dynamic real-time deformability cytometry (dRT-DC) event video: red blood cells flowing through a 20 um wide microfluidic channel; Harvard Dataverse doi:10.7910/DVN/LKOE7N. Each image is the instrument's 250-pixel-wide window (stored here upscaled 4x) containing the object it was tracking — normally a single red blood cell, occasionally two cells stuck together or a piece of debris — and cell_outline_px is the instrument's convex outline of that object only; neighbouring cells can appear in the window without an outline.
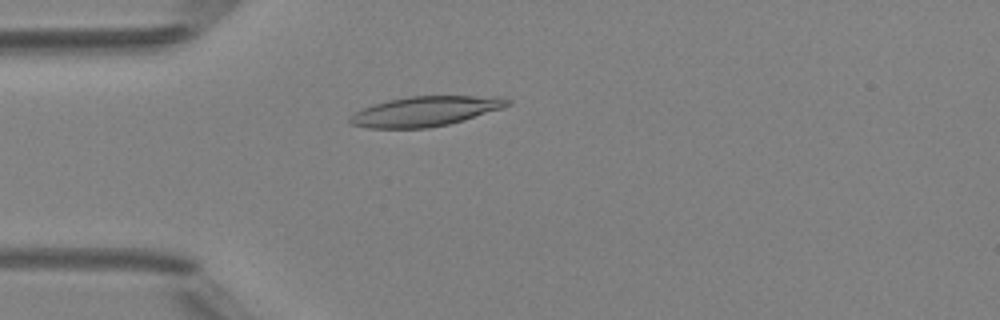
{"species": "Egyptian fruit bat (a non-hibernating species)", "species_latin": "Rousettus aegyptiacus", "temperature_condition": "room temperature", "stored_images_in_passage": 49, "camera_frame_rate_fps": 3000, "um_per_image_px": 0.085, "animal": {"sex": "female"}, "frame": {"image": 1, "passage_image": 13, "time_ms": 4.0, "image_size_px": [1000, 320], "cell_outline_px": [[512, 104], [504, 108], [464, 120], [448, 124], [428, 128], [368, 128], [352, 124], [348, 120], [356, 112], [372, 104], [388, 100], [408, 96], [504, 96], [512, 100]], "centroid_in_image_um": [36.24, 9.44], "position_along_channel_um": 48.8, "area_um2": 27.57}}
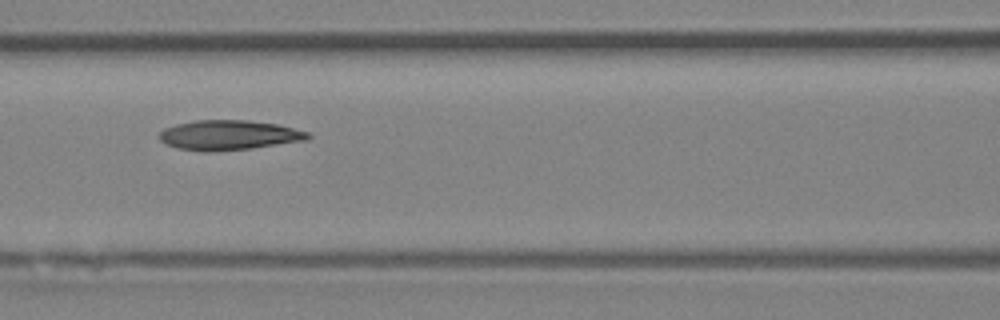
{"frame": {"image": 2, "passage_image": 21, "time_ms": 6.667, "image_size_px": [1000, 320], "cell_outline_px": [[312, 136], [304, 140], [252, 148], [208, 152], [204, 152], [176, 148], [164, 144], [160, 140], [160, 132], [164, 128], [176, 124], [196, 120], [248, 120], [280, 124], [308, 132]], "centroid_in_image_um": [19.43, 11.48], "position_along_channel_um": 147.2, "area_um2": 25.89}}
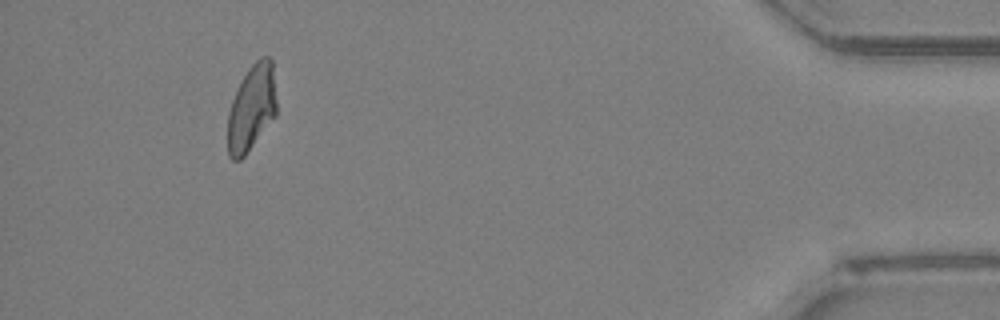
{"frame": {"image": 3, "passage_image": 45, "time_ms": 14.667, "image_size_px": [1000, 320], "cell_outline_px": [[276, 116], [244, 156], [240, 160], [232, 160], [228, 156], [228, 112], [236, 88], [240, 80], [248, 68], [260, 56], [268, 56], [272, 60], [276, 100]], "centroid_in_image_um": [21.38, 9.15], "position_along_channel_um": 413.8, "area_um2": 24.74}, "authors_computed_cell_mechanics": {"area_um2": 25.4898, "velocity_mm_per_s": 4.1656, "shape_relaxation_time_tau1_ms": null, "shape_relaxation_time_tau2_ms": 3.5702, "deformation_change_tau1": null, "deformation_change_tau2": 0.1048}}